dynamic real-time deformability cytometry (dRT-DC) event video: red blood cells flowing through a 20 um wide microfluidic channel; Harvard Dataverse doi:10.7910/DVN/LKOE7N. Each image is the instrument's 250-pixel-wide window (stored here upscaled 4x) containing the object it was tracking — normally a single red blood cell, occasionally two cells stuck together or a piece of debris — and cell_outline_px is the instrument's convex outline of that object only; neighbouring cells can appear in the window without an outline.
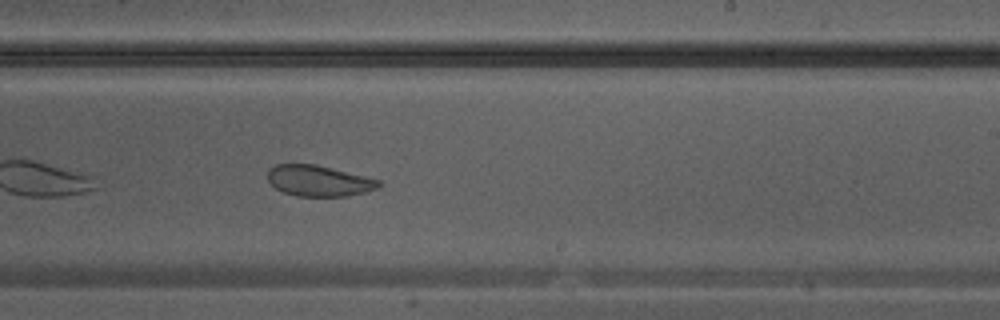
{"species": "Egyptian fruit bat (a non-hibernating species)", "species_latin": "Rousettus aegyptiacus", "temperature_condition": "warm", "stored_images_in_passage": 14, "camera_frame_rate_fps": 3000, "um_per_image_px": 0.085, "animal": {"sex": "male"}, "frame": {"image": 1, "passage_image": 14, "time_ms": 4.333, "image_size_px": [1000, 320], "cell_outline_px": [[384, 184], [376, 188], [364, 192], [348, 196], [296, 196], [284, 192], [276, 188], [268, 180], [268, 168], [276, 164], [316, 164], [380, 180]], "centroid_in_image_um": [27.09, 15.36], "position_along_channel_um": 261.9, "area_um2": 19.94}}